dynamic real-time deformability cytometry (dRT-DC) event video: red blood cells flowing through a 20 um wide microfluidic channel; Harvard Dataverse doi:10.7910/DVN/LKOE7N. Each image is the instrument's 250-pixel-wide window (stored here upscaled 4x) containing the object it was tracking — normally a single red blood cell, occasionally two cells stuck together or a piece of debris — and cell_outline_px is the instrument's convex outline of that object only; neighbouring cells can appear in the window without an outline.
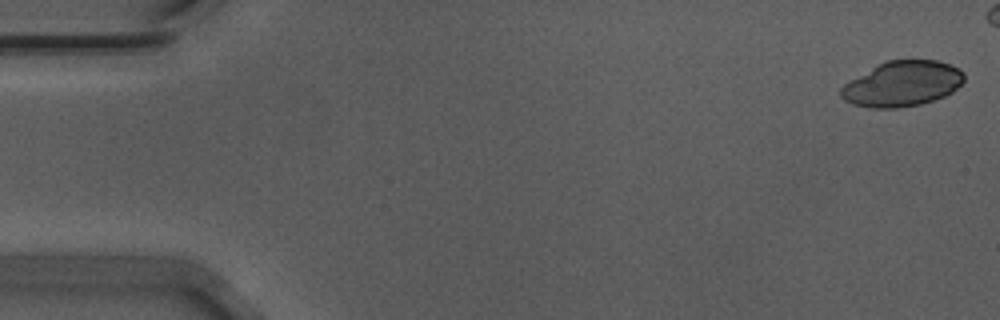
{"species": "Egyptian fruit bat (a non-hibernating species)", "species_latin": "Rousettus aegyptiacus", "temperature_condition": "warm", "stored_images_in_passage": 15, "camera_frame_rate_fps": 3000, "um_per_image_px": 0.085, "animal": {"sex": "male"}, "frame": {"image": 1, "passage_image": 1, "time_ms": 0.0, "image_size_px": [1000, 320], "cell_outline_px": [[964, 80], [952, 92], [944, 96], [920, 104], [896, 108], [872, 108], [852, 104], [844, 100], [840, 96], [840, 88], [848, 80], [888, 60], [936, 60], [960, 68], [964, 72]], "centroid_in_image_um": [76.68, 7.13], "position_along_channel_um": 8.3, "area_um2": 32.37}}